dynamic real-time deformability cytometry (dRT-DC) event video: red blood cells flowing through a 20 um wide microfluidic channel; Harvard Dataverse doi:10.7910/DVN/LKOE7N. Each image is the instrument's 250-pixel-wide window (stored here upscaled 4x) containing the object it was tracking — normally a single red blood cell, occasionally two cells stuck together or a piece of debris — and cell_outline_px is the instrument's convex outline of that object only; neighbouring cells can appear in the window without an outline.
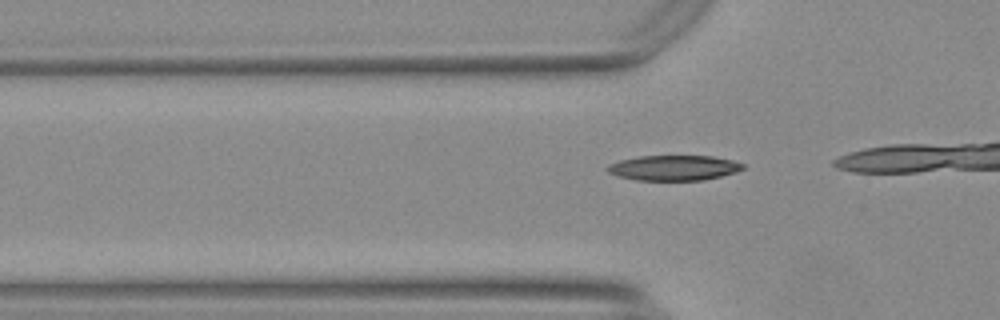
{"species": "Egyptian fruit bat (a non-hibernating species)", "species_latin": "Rousettus aegyptiacus", "temperature_condition": "warm", "stored_images_in_passage": 16, "camera_frame_rate_fps": 3000, "um_per_image_px": 0.085, "animal": {"sex": "female"}, "frame": {"image": 1, "passage_image": 13, "time_ms": 4.0, "image_size_px": [1000, 320], "cell_outline_px": [[744, 168], [736, 172], [704, 180], [636, 180], [616, 176], [608, 172], [604, 168], [608, 164], [620, 160], [640, 156], [712, 156], [732, 160], [744, 164]], "centroid_in_image_um": [57.23, 14.27], "position_along_channel_um": 68.6, "area_um2": 19.94}}